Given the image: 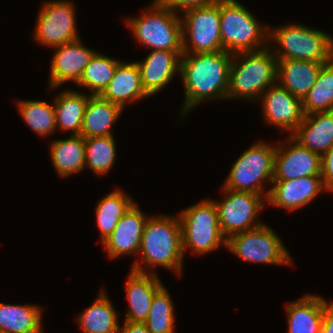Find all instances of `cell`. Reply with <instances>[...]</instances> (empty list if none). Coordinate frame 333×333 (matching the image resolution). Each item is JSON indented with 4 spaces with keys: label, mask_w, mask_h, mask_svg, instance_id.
I'll return each mask as SVG.
<instances>
[{
    "label": "cell",
    "mask_w": 333,
    "mask_h": 333,
    "mask_svg": "<svg viewBox=\"0 0 333 333\" xmlns=\"http://www.w3.org/2000/svg\"><path fill=\"white\" fill-rule=\"evenodd\" d=\"M232 57L225 50L182 54L180 78L185 97L181 118L203 101L227 99Z\"/></svg>",
    "instance_id": "1"
},
{
    "label": "cell",
    "mask_w": 333,
    "mask_h": 333,
    "mask_svg": "<svg viewBox=\"0 0 333 333\" xmlns=\"http://www.w3.org/2000/svg\"><path fill=\"white\" fill-rule=\"evenodd\" d=\"M138 255H140V259L132 265V270L154 273L153 270H147L161 266L174 271L180 277L183 270L184 253L179 217L167 214L148 217L144 225ZM142 263L144 264L142 265Z\"/></svg>",
    "instance_id": "2"
},
{
    "label": "cell",
    "mask_w": 333,
    "mask_h": 333,
    "mask_svg": "<svg viewBox=\"0 0 333 333\" xmlns=\"http://www.w3.org/2000/svg\"><path fill=\"white\" fill-rule=\"evenodd\" d=\"M270 46L257 51L234 53L229 77L228 99H259L277 84L278 59Z\"/></svg>",
    "instance_id": "3"
},
{
    "label": "cell",
    "mask_w": 333,
    "mask_h": 333,
    "mask_svg": "<svg viewBox=\"0 0 333 333\" xmlns=\"http://www.w3.org/2000/svg\"><path fill=\"white\" fill-rule=\"evenodd\" d=\"M275 42L277 59H293L326 64L333 59V37L324 31L287 24L277 28L269 26V42ZM279 47V50H278Z\"/></svg>",
    "instance_id": "4"
},
{
    "label": "cell",
    "mask_w": 333,
    "mask_h": 333,
    "mask_svg": "<svg viewBox=\"0 0 333 333\" xmlns=\"http://www.w3.org/2000/svg\"><path fill=\"white\" fill-rule=\"evenodd\" d=\"M220 35L223 50L232 54L269 46V27L236 0H220Z\"/></svg>",
    "instance_id": "5"
},
{
    "label": "cell",
    "mask_w": 333,
    "mask_h": 333,
    "mask_svg": "<svg viewBox=\"0 0 333 333\" xmlns=\"http://www.w3.org/2000/svg\"><path fill=\"white\" fill-rule=\"evenodd\" d=\"M139 17H128L126 24L138 43L153 50L183 51L182 22L178 13L154 0Z\"/></svg>",
    "instance_id": "6"
},
{
    "label": "cell",
    "mask_w": 333,
    "mask_h": 333,
    "mask_svg": "<svg viewBox=\"0 0 333 333\" xmlns=\"http://www.w3.org/2000/svg\"><path fill=\"white\" fill-rule=\"evenodd\" d=\"M178 217L184 255L187 248L194 254L204 255L222 245L227 247V238L221 231L217 208L212 199H205L183 209Z\"/></svg>",
    "instance_id": "7"
},
{
    "label": "cell",
    "mask_w": 333,
    "mask_h": 333,
    "mask_svg": "<svg viewBox=\"0 0 333 333\" xmlns=\"http://www.w3.org/2000/svg\"><path fill=\"white\" fill-rule=\"evenodd\" d=\"M275 153L276 146L261 140L254 143L233 163L222 187L260 194L267 199L269 190H264V183L273 181Z\"/></svg>",
    "instance_id": "8"
},
{
    "label": "cell",
    "mask_w": 333,
    "mask_h": 333,
    "mask_svg": "<svg viewBox=\"0 0 333 333\" xmlns=\"http://www.w3.org/2000/svg\"><path fill=\"white\" fill-rule=\"evenodd\" d=\"M244 262L266 265H291L292 258L280 237L265 223L227 239V247Z\"/></svg>",
    "instance_id": "9"
},
{
    "label": "cell",
    "mask_w": 333,
    "mask_h": 333,
    "mask_svg": "<svg viewBox=\"0 0 333 333\" xmlns=\"http://www.w3.org/2000/svg\"><path fill=\"white\" fill-rule=\"evenodd\" d=\"M183 14V53H212L223 50L220 35V0L213 5L188 9Z\"/></svg>",
    "instance_id": "10"
},
{
    "label": "cell",
    "mask_w": 333,
    "mask_h": 333,
    "mask_svg": "<svg viewBox=\"0 0 333 333\" xmlns=\"http://www.w3.org/2000/svg\"><path fill=\"white\" fill-rule=\"evenodd\" d=\"M225 194L223 201H214L220 228L223 235L228 239L230 236L253 230L264 224L257 219L266 198L263 195L251 192L233 191L224 189Z\"/></svg>",
    "instance_id": "11"
},
{
    "label": "cell",
    "mask_w": 333,
    "mask_h": 333,
    "mask_svg": "<svg viewBox=\"0 0 333 333\" xmlns=\"http://www.w3.org/2000/svg\"><path fill=\"white\" fill-rule=\"evenodd\" d=\"M39 10L34 41L56 47L80 39L76 30L74 4L69 0L45 1Z\"/></svg>",
    "instance_id": "12"
},
{
    "label": "cell",
    "mask_w": 333,
    "mask_h": 333,
    "mask_svg": "<svg viewBox=\"0 0 333 333\" xmlns=\"http://www.w3.org/2000/svg\"><path fill=\"white\" fill-rule=\"evenodd\" d=\"M284 141L287 143L276 145L273 180L321 176V155L302 146L292 136Z\"/></svg>",
    "instance_id": "13"
},
{
    "label": "cell",
    "mask_w": 333,
    "mask_h": 333,
    "mask_svg": "<svg viewBox=\"0 0 333 333\" xmlns=\"http://www.w3.org/2000/svg\"><path fill=\"white\" fill-rule=\"evenodd\" d=\"M266 123L292 134L302 123L304 113L301 99L293 96L278 83L269 86L258 99Z\"/></svg>",
    "instance_id": "14"
},
{
    "label": "cell",
    "mask_w": 333,
    "mask_h": 333,
    "mask_svg": "<svg viewBox=\"0 0 333 333\" xmlns=\"http://www.w3.org/2000/svg\"><path fill=\"white\" fill-rule=\"evenodd\" d=\"M81 41L78 39L53 47L55 52L50 66V89H56L69 81L77 84L81 79L85 67L97 52L87 48Z\"/></svg>",
    "instance_id": "15"
},
{
    "label": "cell",
    "mask_w": 333,
    "mask_h": 333,
    "mask_svg": "<svg viewBox=\"0 0 333 333\" xmlns=\"http://www.w3.org/2000/svg\"><path fill=\"white\" fill-rule=\"evenodd\" d=\"M266 199L268 204L294 211L307 206L316 196L326 191L322 176H307L294 180H273Z\"/></svg>",
    "instance_id": "16"
},
{
    "label": "cell",
    "mask_w": 333,
    "mask_h": 333,
    "mask_svg": "<svg viewBox=\"0 0 333 333\" xmlns=\"http://www.w3.org/2000/svg\"><path fill=\"white\" fill-rule=\"evenodd\" d=\"M147 218L136 203L131 206L108 239L103 242L110 259L121 257V255H138Z\"/></svg>",
    "instance_id": "17"
},
{
    "label": "cell",
    "mask_w": 333,
    "mask_h": 333,
    "mask_svg": "<svg viewBox=\"0 0 333 333\" xmlns=\"http://www.w3.org/2000/svg\"><path fill=\"white\" fill-rule=\"evenodd\" d=\"M183 51L152 50L145 60L136 62L145 91L154 96L171 82L177 72Z\"/></svg>",
    "instance_id": "18"
},
{
    "label": "cell",
    "mask_w": 333,
    "mask_h": 333,
    "mask_svg": "<svg viewBox=\"0 0 333 333\" xmlns=\"http://www.w3.org/2000/svg\"><path fill=\"white\" fill-rule=\"evenodd\" d=\"M163 286L155 273H142L131 269L124 286L129 303L124 321L144 323L155 294Z\"/></svg>",
    "instance_id": "19"
},
{
    "label": "cell",
    "mask_w": 333,
    "mask_h": 333,
    "mask_svg": "<svg viewBox=\"0 0 333 333\" xmlns=\"http://www.w3.org/2000/svg\"><path fill=\"white\" fill-rule=\"evenodd\" d=\"M100 96L123 109L129 102L150 97L142 85L140 70L136 62H121Z\"/></svg>",
    "instance_id": "20"
},
{
    "label": "cell",
    "mask_w": 333,
    "mask_h": 333,
    "mask_svg": "<svg viewBox=\"0 0 333 333\" xmlns=\"http://www.w3.org/2000/svg\"><path fill=\"white\" fill-rule=\"evenodd\" d=\"M291 136L302 146L322 156L333 145V110L304 115L302 123Z\"/></svg>",
    "instance_id": "21"
},
{
    "label": "cell",
    "mask_w": 333,
    "mask_h": 333,
    "mask_svg": "<svg viewBox=\"0 0 333 333\" xmlns=\"http://www.w3.org/2000/svg\"><path fill=\"white\" fill-rule=\"evenodd\" d=\"M328 303L321 296L308 294L286 304L288 333H320Z\"/></svg>",
    "instance_id": "22"
},
{
    "label": "cell",
    "mask_w": 333,
    "mask_h": 333,
    "mask_svg": "<svg viewBox=\"0 0 333 333\" xmlns=\"http://www.w3.org/2000/svg\"><path fill=\"white\" fill-rule=\"evenodd\" d=\"M323 65L312 61L278 59L277 83L302 100L317 81Z\"/></svg>",
    "instance_id": "23"
},
{
    "label": "cell",
    "mask_w": 333,
    "mask_h": 333,
    "mask_svg": "<svg viewBox=\"0 0 333 333\" xmlns=\"http://www.w3.org/2000/svg\"><path fill=\"white\" fill-rule=\"evenodd\" d=\"M123 110L100 95H91L85 108L80 135L84 138L113 135L111 127Z\"/></svg>",
    "instance_id": "24"
},
{
    "label": "cell",
    "mask_w": 333,
    "mask_h": 333,
    "mask_svg": "<svg viewBox=\"0 0 333 333\" xmlns=\"http://www.w3.org/2000/svg\"><path fill=\"white\" fill-rule=\"evenodd\" d=\"M51 162L61 177L71 176L85 169V138L70 135L67 139L51 141Z\"/></svg>",
    "instance_id": "25"
},
{
    "label": "cell",
    "mask_w": 333,
    "mask_h": 333,
    "mask_svg": "<svg viewBox=\"0 0 333 333\" xmlns=\"http://www.w3.org/2000/svg\"><path fill=\"white\" fill-rule=\"evenodd\" d=\"M84 312L76 317L83 333H118L119 315L105 291Z\"/></svg>",
    "instance_id": "26"
},
{
    "label": "cell",
    "mask_w": 333,
    "mask_h": 333,
    "mask_svg": "<svg viewBox=\"0 0 333 333\" xmlns=\"http://www.w3.org/2000/svg\"><path fill=\"white\" fill-rule=\"evenodd\" d=\"M54 99L56 126L59 130L80 135L88 99L91 95L76 90H63Z\"/></svg>",
    "instance_id": "27"
},
{
    "label": "cell",
    "mask_w": 333,
    "mask_h": 333,
    "mask_svg": "<svg viewBox=\"0 0 333 333\" xmlns=\"http://www.w3.org/2000/svg\"><path fill=\"white\" fill-rule=\"evenodd\" d=\"M40 306L0 303V330L8 333H43Z\"/></svg>",
    "instance_id": "28"
},
{
    "label": "cell",
    "mask_w": 333,
    "mask_h": 333,
    "mask_svg": "<svg viewBox=\"0 0 333 333\" xmlns=\"http://www.w3.org/2000/svg\"><path fill=\"white\" fill-rule=\"evenodd\" d=\"M134 203L121 189L109 192L98 202L95 216L102 243L108 239L119 220Z\"/></svg>",
    "instance_id": "29"
},
{
    "label": "cell",
    "mask_w": 333,
    "mask_h": 333,
    "mask_svg": "<svg viewBox=\"0 0 333 333\" xmlns=\"http://www.w3.org/2000/svg\"><path fill=\"white\" fill-rule=\"evenodd\" d=\"M301 102L304 115L333 110V59L321 67L317 81Z\"/></svg>",
    "instance_id": "30"
},
{
    "label": "cell",
    "mask_w": 333,
    "mask_h": 333,
    "mask_svg": "<svg viewBox=\"0 0 333 333\" xmlns=\"http://www.w3.org/2000/svg\"><path fill=\"white\" fill-rule=\"evenodd\" d=\"M16 105L24 122L39 136H49L57 131L54 103L23 99Z\"/></svg>",
    "instance_id": "31"
},
{
    "label": "cell",
    "mask_w": 333,
    "mask_h": 333,
    "mask_svg": "<svg viewBox=\"0 0 333 333\" xmlns=\"http://www.w3.org/2000/svg\"><path fill=\"white\" fill-rule=\"evenodd\" d=\"M121 62V60L96 52L90 63L85 67L83 75L76 85L88 88L90 95H101Z\"/></svg>",
    "instance_id": "32"
},
{
    "label": "cell",
    "mask_w": 333,
    "mask_h": 333,
    "mask_svg": "<svg viewBox=\"0 0 333 333\" xmlns=\"http://www.w3.org/2000/svg\"><path fill=\"white\" fill-rule=\"evenodd\" d=\"M113 135L85 138V168L97 175L107 174L116 159Z\"/></svg>",
    "instance_id": "33"
},
{
    "label": "cell",
    "mask_w": 333,
    "mask_h": 333,
    "mask_svg": "<svg viewBox=\"0 0 333 333\" xmlns=\"http://www.w3.org/2000/svg\"><path fill=\"white\" fill-rule=\"evenodd\" d=\"M144 323L150 333H174L175 310L165 286L155 294Z\"/></svg>",
    "instance_id": "34"
},
{
    "label": "cell",
    "mask_w": 333,
    "mask_h": 333,
    "mask_svg": "<svg viewBox=\"0 0 333 333\" xmlns=\"http://www.w3.org/2000/svg\"><path fill=\"white\" fill-rule=\"evenodd\" d=\"M158 1L165 7L170 8L175 13L177 12L183 13L188 9L216 4L219 0H158Z\"/></svg>",
    "instance_id": "35"
},
{
    "label": "cell",
    "mask_w": 333,
    "mask_h": 333,
    "mask_svg": "<svg viewBox=\"0 0 333 333\" xmlns=\"http://www.w3.org/2000/svg\"><path fill=\"white\" fill-rule=\"evenodd\" d=\"M321 176L326 190L333 192V145L321 156Z\"/></svg>",
    "instance_id": "36"
},
{
    "label": "cell",
    "mask_w": 333,
    "mask_h": 333,
    "mask_svg": "<svg viewBox=\"0 0 333 333\" xmlns=\"http://www.w3.org/2000/svg\"><path fill=\"white\" fill-rule=\"evenodd\" d=\"M320 333H333V302L324 307L323 322Z\"/></svg>",
    "instance_id": "37"
},
{
    "label": "cell",
    "mask_w": 333,
    "mask_h": 333,
    "mask_svg": "<svg viewBox=\"0 0 333 333\" xmlns=\"http://www.w3.org/2000/svg\"><path fill=\"white\" fill-rule=\"evenodd\" d=\"M123 324L118 333H150L145 323L124 321Z\"/></svg>",
    "instance_id": "38"
},
{
    "label": "cell",
    "mask_w": 333,
    "mask_h": 333,
    "mask_svg": "<svg viewBox=\"0 0 333 333\" xmlns=\"http://www.w3.org/2000/svg\"><path fill=\"white\" fill-rule=\"evenodd\" d=\"M0 333H8V332H5V331H3V330H0Z\"/></svg>",
    "instance_id": "39"
}]
</instances>
